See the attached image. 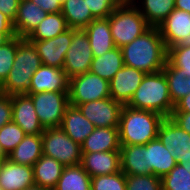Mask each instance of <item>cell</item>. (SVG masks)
Wrapping results in <instances>:
<instances>
[{
  "label": "cell",
  "mask_w": 190,
  "mask_h": 190,
  "mask_svg": "<svg viewBox=\"0 0 190 190\" xmlns=\"http://www.w3.org/2000/svg\"><path fill=\"white\" fill-rule=\"evenodd\" d=\"M124 65L147 73L162 71L168 50L158 27H150L131 43L120 48Z\"/></svg>",
  "instance_id": "6da1fadb"
},
{
  "label": "cell",
  "mask_w": 190,
  "mask_h": 190,
  "mask_svg": "<svg viewBox=\"0 0 190 190\" xmlns=\"http://www.w3.org/2000/svg\"><path fill=\"white\" fill-rule=\"evenodd\" d=\"M120 145H145L167 129V119L147 110L123 105L119 120Z\"/></svg>",
  "instance_id": "7a4b0ae2"
},
{
  "label": "cell",
  "mask_w": 190,
  "mask_h": 190,
  "mask_svg": "<svg viewBox=\"0 0 190 190\" xmlns=\"http://www.w3.org/2000/svg\"><path fill=\"white\" fill-rule=\"evenodd\" d=\"M42 65L34 44L27 38L17 36V52L13 66L0 85V93L4 95L27 94L32 75Z\"/></svg>",
  "instance_id": "3957f363"
},
{
  "label": "cell",
  "mask_w": 190,
  "mask_h": 190,
  "mask_svg": "<svg viewBox=\"0 0 190 190\" xmlns=\"http://www.w3.org/2000/svg\"><path fill=\"white\" fill-rule=\"evenodd\" d=\"M127 106L156 112L168 120L174 109V104L170 99L164 71L145 74Z\"/></svg>",
  "instance_id": "277c9868"
},
{
  "label": "cell",
  "mask_w": 190,
  "mask_h": 190,
  "mask_svg": "<svg viewBox=\"0 0 190 190\" xmlns=\"http://www.w3.org/2000/svg\"><path fill=\"white\" fill-rule=\"evenodd\" d=\"M115 47L131 43L151 26L131 2L118 5L107 17Z\"/></svg>",
  "instance_id": "5b68a950"
},
{
  "label": "cell",
  "mask_w": 190,
  "mask_h": 190,
  "mask_svg": "<svg viewBox=\"0 0 190 190\" xmlns=\"http://www.w3.org/2000/svg\"><path fill=\"white\" fill-rule=\"evenodd\" d=\"M147 165L151 174L162 178L178 163L179 157L187 149L167 129L159 137L144 145Z\"/></svg>",
  "instance_id": "8992f818"
},
{
  "label": "cell",
  "mask_w": 190,
  "mask_h": 190,
  "mask_svg": "<svg viewBox=\"0 0 190 190\" xmlns=\"http://www.w3.org/2000/svg\"><path fill=\"white\" fill-rule=\"evenodd\" d=\"M41 136L44 155L54 158L64 167L80 165L81 144L73 141L61 127L45 128Z\"/></svg>",
  "instance_id": "52a82bcc"
},
{
  "label": "cell",
  "mask_w": 190,
  "mask_h": 190,
  "mask_svg": "<svg viewBox=\"0 0 190 190\" xmlns=\"http://www.w3.org/2000/svg\"><path fill=\"white\" fill-rule=\"evenodd\" d=\"M69 103L78 106L85 102L110 97L109 81L96 74L86 72L69 79Z\"/></svg>",
  "instance_id": "ba28073f"
},
{
  "label": "cell",
  "mask_w": 190,
  "mask_h": 190,
  "mask_svg": "<svg viewBox=\"0 0 190 190\" xmlns=\"http://www.w3.org/2000/svg\"><path fill=\"white\" fill-rule=\"evenodd\" d=\"M28 95L44 128L61 126L65 111L70 105L68 92H41Z\"/></svg>",
  "instance_id": "9c48e42d"
},
{
  "label": "cell",
  "mask_w": 190,
  "mask_h": 190,
  "mask_svg": "<svg viewBox=\"0 0 190 190\" xmlns=\"http://www.w3.org/2000/svg\"><path fill=\"white\" fill-rule=\"evenodd\" d=\"M93 52L86 32L73 29L72 42L67 50L63 70L70 79L90 71Z\"/></svg>",
  "instance_id": "30bf717a"
},
{
  "label": "cell",
  "mask_w": 190,
  "mask_h": 190,
  "mask_svg": "<svg viewBox=\"0 0 190 190\" xmlns=\"http://www.w3.org/2000/svg\"><path fill=\"white\" fill-rule=\"evenodd\" d=\"M77 107L95 127H119L123 105L112 97L85 102Z\"/></svg>",
  "instance_id": "8fae6325"
},
{
  "label": "cell",
  "mask_w": 190,
  "mask_h": 190,
  "mask_svg": "<svg viewBox=\"0 0 190 190\" xmlns=\"http://www.w3.org/2000/svg\"><path fill=\"white\" fill-rule=\"evenodd\" d=\"M72 35L73 29L69 28L58 36L48 40L29 41L34 44L41 58L42 65L63 68L67 50L72 42Z\"/></svg>",
  "instance_id": "7c38bea8"
},
{
  "label": "cell",
  "mask_w": 190,
  "mask_h": 190,
  "mask_svg": "<svg viewBox=\"0 0 190 190\" xmlns=\"http://www.w3.org/2000/svg\"><path fill=\"white\" fill-rule=\"evenodd\" d=\"M167 50L190 42V13L174 9L158 26Z\"/></svg>",
  "instance_id": "4fadbf2b"
},
{
  "label": "cell",
  "mask_w": 190,
  "mask_h": 190,
  "mask_svg": "<svg viewBox=\"0 0 190 190\" xmlns=\"http://www.w3.org/2000/svg\"><path fill=\"white\" fill-rule=\"evenodd\" d=\"M68 91L69 78L63 68L41 65L32 75L27 94Z\"/></svg>",
  "instance_id": "5bb4252c"
},
{
  "label": "cell",
  "mask_w": 190,
  "mask_h": 190,
  "mask_svg": "<svg viewBox=\"0 0 190 190\" xmlns=\"http://www.w3.org/2000/svg\"><path fill=\"white\" fill-rule=\"evenodd\" d=\"M145 72L124 65L109 81L110 97L127 105L145 76Z\"/></svg>",
  "instance_id": "9a60e30c"
},
{
  "label": "cell",
  "mask_w": 190,
  "mask_h": 190,
  "mask_svg": "<svg viewBox=\"0 0 190 190\" xmlns=\"http://www.w3.org/2000/svg\"><path fill=\"white\" fill-rule=\"evenodd\" d=\"M12 121L20 126L26 135L42 134L45 130L28 94L12 95Z\"/></svg>",
  "instance_id": "2e32d148"
},
{
  "label": "cell",
  "mask_w": 190,
  "mask_h": 190,
  "mask_svg": "<svg viewBox=\"0 0 190 190\" xmlns=\"http://www.w3.org/2000/svg\"><path fill=\"white\" fill-rule=\"evenodd\" d=\"M35 185L33 168L3 159L0 163L1 190H24Z\"/></svg>",
  "instance_id": "e0dca14e"
},
{
  "label": "cell",
  "mask_w": 190,
  "mask_h": 190,
  "mask_svg": "<svg viewBox=\"0 0 190 190\" xmlns=\"http://www.w3.org/2000/svg\"><path fill=\"white\" fill-rule=\"evenodd\" d=\"M80 165L90 177L121 171L120 151L82 153Z\"/></svg>",
  "instance_id": "ac0fdd59"
},
{
  "label": "cell",
  "mask_w": 190,
  "mask_h": 190,
  "mask_svg": "<svg viewBox=\"0 0 190 190\" xmlns=\"http://www.w3.org/2000/svg\"><path fill=\"white\" fill-rule=\"evenodd\" d=\"M48 15L30 0H20L13 27L16 36L27 38L38 24Z\"/></svg>",
  "instance_id": "d6986e66"
},
{
  "label": "cell",
  "mask_w": 190,
  "mask_h": 190,
  "mask_svg": "<svg viewBox=\"0 0 190 190\" xmlns=\"http://www.w3.org/2000/svg\"><path fill=\"white\" fill-rule=\"evenodd\" d=\"M82 153L120 151L118 127H96L81 144Z\"/></svg>",
  "instance_id": "ffe728a7"
},
{
  "label": "cell",
  "mask_w": 190,
  "mask_h": 190,
  "mask_svg": "<svg viewBox=\"0 0 190 190\" xmlns=\"http://www.w3.org/2000/svg\"><path fill=\"white\" fill-rule=\"evenodd\" d=\"M61 129L75 142L82 144L96 128L79 110L69 105L63 116Z\"/></svg>",
  "instance_id": "44dd1931"
},
{
  "label": "cell",
  "mask_w": 190,
  "mask_h": 190,
  "mask_svg": "<svg viewBox=\"0 0 190 190\" xmlns=\"http://www.w3.org/2000/svg\"><path fill=\"white\" fill-rule=\"evenodd\" d=\"M83 30L87 34L94 57L102 56L115 48L108 18L94 19Z\"/></svg>",
  "instance_id": "7402d4cb"
},
{
  "label": "cell",
  "mask_w": 190,
  "mask_h": 190,
  "mask_svg": "<svg viewBox=\"0 0 190 190\" xmlns=\"http://www.w3.org/2000/svg\"><path fill=\"white\" fill-rule=\"evenodd\" d=\"M120 162L121 171L125 175L151 174V169L147 165L144 145H121Z\"/></svg>",
  "instance_id": "603a6c76"
},
{
  "label": "cell",
  "mask_w": 190,
  "mask_h": 190,
  "mask_svg": "<svg viewBox=\"0 0 190 190\" xmlns=\"http://www.w3.org/2000/svg\"><path fill=\"white\" fill-rule=\"evenodd\" d=\"M32 168L35 185L53 190L62 175L64 166L54 158L43 154Z\"/></svg>",
  "instance_id": "cb8c5ba5"
},
{
  "label": "cell",
  "mask_w": 190,
  "mask_h": 190,
  "mask_svg": "<svg viewBox=\"0 0 190 190\" xmlns=\"http://www.w3.org/2000/svg\"><path fill=\"white\" fill-rule=\"evenodd\" d=\"M43 155L41 134L26 135L17 147L7 155L13 163L33 166Z\"/></svg>",
  "instance_id": "d4e9b609"
},
{
  "label": "cell",
  "mask_w": 190,
  "mask_h": 190,
  "mask_svg": "<svg viewBox=\"0 0 190 190\" xmlns=\"http://www.w3.org/2000/svg\"><path fill=\"white\" fill-rule=\"evenodd\" d=\"M163 190H190V149L179 157L176 166L162 178Z\"/></svg>",
  "instance_id": "484cf974"
},
{
  "label": "cell",
  "mask_w": 190,
  "mask_h": 190,
  "mask_svg": "<svg viewBox=\"0 0 190 190\" xmlns=\"http://www.w3.org/2000/svg\"><path fill=\"white\" fill-rule=\"evenodd\" d=\"M151 27H158L175 9V0H131ZM139 1V2H138ZM137 4V5H136Z\"/></svg>",
  "instance_id": "4316f807"
},
{
  "label": "cell",
  "mask_w": 190,
  "mask_h": 190,
  "mask_svg": "<svg viewBox=\"0 0 190 190\" xmlns=\"http://www.w3.org/2000/svg\"><path fill=\"white\" fill-rule=\"evenodd\" d=\"M123 66L124 60L121 49L115 47L102 56L94 57L90 72L110 81Z\"/></svg>",
  "instance_id": "83f0119b"
},
{
  "label": "cell",
  "mask_w": 190,
  "mask_h": 190,
  "mask_svg": "<svg viewBox=\"0 0 190 190\" xmlns=\"http://www.w3.org/2000/svg\"><path fill=\"white\" fill-rule=\"evenodd\" d=\"M62 15L69 28L84 29L95 18L92 16L86 0H66L62 3Z\"/></svg>",
  "instance_id": "f1b7e54d"
},
{
  "label": "cell",
  "mask_w": 190,
  "mask_h": 190,
  "mask_svg": "<svg viewBox=\"0 0 190 190\" xmlns=\"http://www.w3.org/2000/svg\"><path fill=\"white\" fill-rule=\"evenodd\" d=\"M173 104L190 93V70L172 67L168 62L163 68Z\"/></svg>",
  "instance_id": "f546056e"
},
{
  "label": "cell",
  "mask_w": 190,
  "mask_h": 190,
  "mask_svg": "<svg viewBox=\"0 0 190 190\" xmlns=\"http://www.w3.org/2000/svg\"><path fill=\"white\" fill-rule=\"evenodd\" d=\"M66 19L59 13H48L27 37L28 40H48L68 30Z\"/></svg>",
  "instance_id": "4dcf8cb0"
},
{
  "label": "cell",
  "mask_w": 190,
  "mask_h": 190,
  "mask_svg": "<svg viewBox=\"0 0 190 190\" xmlns=\"http://www.w3.org/2000/svg\"><path fill=\"white\" fill-rule=\"evenodd\" d=\"M53 190H91V177L81 165L64 167Z\"/></svg>",
  "instance_id": "1f68e13d"
},
{
  "label": "cell",
  "mask_w": 190,
  "mask_h": 190,
  "mask_svg": "<svg viewBox=\"0 0 190 190\" xmlns=\"http://www.w3.org/2000/svg\"><path fill=\"white\" fill-rule=\"evenodd\" d=\"M167 126L172 135L190 149V112H172Z\"/></svg>",
  "instance_id": "d6a6232c"
},
{
  "label": "cell",
  "mask_w": 190,
  "mask_h": 190,
  "mask_svg": "<svg viewBox=\"0 0 190 190\" xmlns=\"http://www.w3.org/2000/svg\"><path fill=\"white\" fill-rule=\"evenodd\" d=\"M26 136L23 129L13 121L0 128V148L7 156Z\"/></svg>",
  "instance_id": "836d02e7"
},
{
  "label": "cell",
  "mask_w": 190,
  "mask_h": 190,
  "mask_svg": "<svg viewBox=\"0 0 190 190\" xmlns=\"http://www.w3.org/2000/svg\"><path fill=\"white\" fill-rule=\"evenodd\" d=\"M91 190H126V175L120 171L91 177Z\"/></svg>",
  "instance_id": "e575fe53"
},
{
  "label": "cell",
  "mask_w": 190,
  "mask_h": 190,
  "mask_svg": "<svg viewBox=\"0 0 190 190\" xmlns=\"http://www.w3.org/2000/svg\"><path fill=\"white\" fill-rule=\"evenodd\" d=\"M17 52V36L0 46V85L7 78Z\"/></svg>",
  "instance_id": "d590c367"
},
{
  "label": "cell",
  "mask_w": 190,
  "mask_h": 190,
  "mask_svg": "<svg viewBox=\"0 0 190 190\" xmlns=\"http://www.w3.org/2000/svg\"><path fill=\"white\" fill-rule=\"evenodd\" d=\"M126 190H162V180L153 174L126 175Z\"/></svg>",
  "instance_id": "8d00e7d4"
},
{
  "label": "cell",
  "mask_w": 190,
  "mask_h": 190,
  "mask_svg": "<svg viewBox=\"0 0 190 190\" xmlns=\"http://www.w3.org/2000/svg\"><path fill=\"white\" fill-rule=\"evenodd\" d=\"M167 62L174 68L190 70V42L169 48Z\"/></svg>",
  "instance_id": "74e56055"
},
{
  "label": "cell",
  "mask_w": 190,
  "mask_h": 190,
  "mask_svg": "<svg viewBox=\"0 0 190 190\" xmlns=\"http://www.w3.org/2000/svg\"><path fill=\"white\" fill-rule=\"evenodd\" d=\"M86 4L95 19L107 18L119 5L115 0H86Z\"/></svg>",
  "instance_id": "f35d334b"
},
{
  "label": "cell",
  "mask_w": 190,
  "mask_h": 190,
  "mask_svg": "<svg viewBox=\"0 0 190 190\" xmlns=\"http://www.w3.org/2000/svg\"><path fill=\"white\" fill-rule=\"evenodd\" d=\"M12 121V96L0 93V128Z\"/></svg>",
  "instance_id": "ab89813d"
},
{
  "label": "cell",
  "mask_w": 190,
  "mask_h": 190,
  "mask_svg": "<svg viewBox=\"0 0 190 190\" xmlns=\"http://www.w3.org/2000/svg\"><path fill=\"white\" fill-rule=\"evenodd\" d=\"M20 0H0V12L14 22Z\"/></svg>",
  "instance_id": "60d3db41"
},
{
  "label": "cell",
  "mask_w": 190,
  "mask_h": 190,
  "mask_svg": "<svg viewBox=\"0 0 190 190\" xmlns=\"http://www.w3.org/2000/svg\"><path fill=\"white\" fill-rule=\"evenodd\" d=\"M47 13L61 12L62 4L59 0H30Z\"/></svg>",
  "instance_id": "b9f144b4"
},
{
  "label": "cell",
  "mask_w": 190,
  "mask_h": 190,
  "mask_svg": "<svg viewBox=\"0 0 190 190\" xmlns=\"http://www.w3.org/2000/svg\"><path fill=\"white\" fill-rule=\"evenodd\" d=\"M172 112H190V93L174 104Z\"/></svg>",
  "instance_id": "7bdbcfd3"
},
{
  "label": "cell",
  "mask_w": 190,
  "mask_h": 190,
  "mask_svg": "<svg viewBox=\"0 0 190 190\" xmlns=\"http://www.w3.org/2000/svg\"><path fill=\"white\" fill-rule=\"evenodd\" d=\"M0 32L15 33L13 22L2 12H0Z\"/></svg>",
  "instance_id": "ee69618b"
},
{
  "label": "cell",
  "mask_w": 190,
  "mask_h": 190,
  "mask_svg": "<svg viewBox=\"0 0 190 190\" xmlns=\"http://www.w3.org/2000/svg\"><path fill=\"white\" fill-rule=\"evenodd\" d=\"M175 9L190 13V0H175Z\"/></svg>",
  "instance_id": "f6af8a7d"
},
{
  "label": "cell",
  "mask_w": 190,
  "mask_h": 190,
  "mask_svg": "<svg viewBox=\"0 0 190 190\" xmlns=\"http://www.w3.org/2000/svg\"><path fill=\"white\" fill-rule=\"evenodd\" d=\"M15 33H2L0 32V46L4 45L8 42L11 38L15 37Z\"/></svg>",
  "instance_id": "bcb514c9"
},
{
  "label": "cell",
  "mask_w": 190,
  "mask_h": 190,
  "mask_svg": "<svg viewBox=\"0 0 190 190\" xmlns=\"http://www.w3.org/2000/svg\"><path fill=\"white\" fill-rule=\"evenodd\" d=\"M24 190H49V189L42 188L41 186L33 185L31 187L25 188Z\"/></svg>",
  "instance_id": "7dc6e473"
},
{
  "label": "cell",
  "mask_w": 190,
  "mask_h": 190,
  "mask_svg": "<svg viewBox=\"0 0 190 190\" xmlns=\"http://www.w3.org/2000/svg\"><path fill=\"white\" fill-rule=\"evenodd\" d=\"M119 5L127 4L131 2V0H115Z\"/></svg>",
  "instance_id": "c3c4849f"
},
{
  "label": "cell",
  "mask_w": 190,
  "mask_h": 190,
  "mask_svg": "<svg viewBox=\"0 0 190 190\" xmlns=\"http://www.w3.org/2000/svg\"><path fill=\"white\" fill-rule=\"evenodd\" d=\"M0 157H7V156L2 152L1 148H0Z\"/></svg>",
  "instance_id": "681fc988"
},
{
  "label": "cell",
  "mask_w": 190,
  "mask_h": 190,
  "mask_svg": "<svg viewBox=\"0 0 190 190\" xmlns=\"http://www.w3.org/2000/svg\"><path fill=\"white\" fill-rule=\"evenodd\" d=\"M5 158H7V157H0V163H1V161H2L3 159H5Z\"/></svg>",
  "instance_id": "f907efd6"
},
{
  "label": "cell",
  "mask_w": 190,
  "mask_h": 190,
  "mask_svg": "<svg viewBox=\"0 0 190 190\" xmlns=\"http://www.w3.org/2000/svg\"><path fill=\"white\" fill-rule=\"evenodd\" d=\"M59 1H60V2H61V4H62V3H64L66 0H59Z\"/></svg>",
  "instance_id": "816d5d0a"
}]
</instances>
